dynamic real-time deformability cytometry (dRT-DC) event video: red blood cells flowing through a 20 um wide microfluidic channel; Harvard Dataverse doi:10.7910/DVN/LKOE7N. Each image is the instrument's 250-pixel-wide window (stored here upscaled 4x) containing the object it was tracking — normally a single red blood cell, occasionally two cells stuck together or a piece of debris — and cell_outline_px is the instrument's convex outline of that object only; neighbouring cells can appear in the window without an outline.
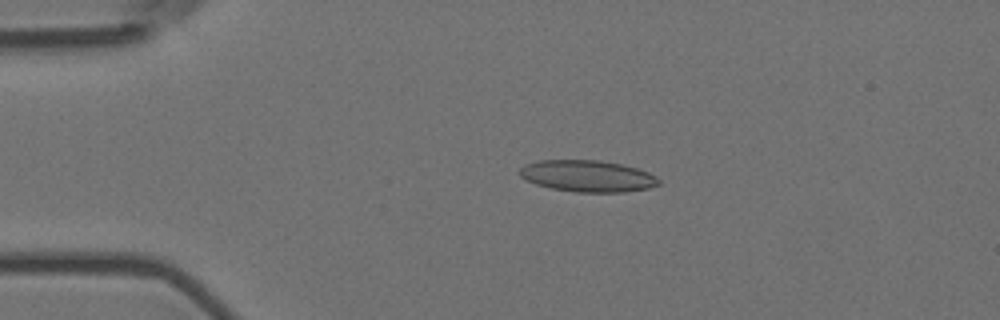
{"species": "Egyptian fruit bat (a non-hibernating species)", "species_latin": "Rousettus aegyptiacus", "temperature_condition": "room temperature", "stored_images_in_passage": 4, "camera_frame_rate_fps": 3000, "um_per_image_px": 0.085, "animal": {"sex": "female"}, "frame": {"image": 1, "passage_image": 3, "time_ms": 0.667, "image_size_px": [1000, 320], "cell_outline_px": [[660, 184], [648, 188], [624, 192], [576, 192], [552, 188], [536, 184], [524, 180], [520, 176], [520, 168], [524, 164], [540, 160], [600, 160], [620, 164], [636, 168], [648, 172], [656, 176], [660, 180]], "centroid_in_image_um": [49.93, 14.96], "position_along_channel_um": 35.1, "area_um2": 25.61}}